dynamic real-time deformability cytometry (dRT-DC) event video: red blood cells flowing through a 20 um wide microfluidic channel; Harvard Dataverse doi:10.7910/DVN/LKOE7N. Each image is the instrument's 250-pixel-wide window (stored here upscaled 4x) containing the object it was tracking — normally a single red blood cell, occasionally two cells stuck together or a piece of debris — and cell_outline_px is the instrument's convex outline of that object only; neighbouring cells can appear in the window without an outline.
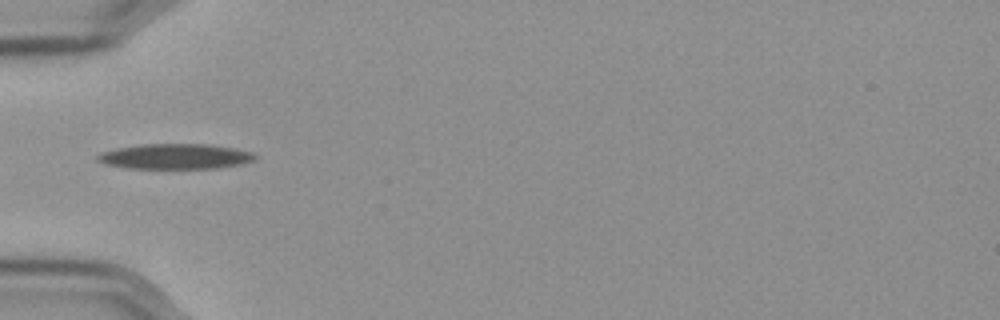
{"species": "Egyptian fruit bat (a non-hibernating species)", "species_latin": "Rousettus aegyptiacus", "temperature_condition": "cold", "stored_images_in_passage": 39, "camera_frame_rate_fps": 3000, "um_per_image_px": 0.085, "frame": {"image": 1, "passage_image": 1, "time_ms": 0.0, "image_size_px": [1000, 320], "cell_outline_px": [[256, 160], [244, 164], [216, 168], [128, 168], [104, 164], [96, 160], [96, 156], [100, 152], [116, 148], [140, 144], [208, 144], [232, 148], [252, 152], [256, 156]], "centroid_in_image_um": [14.88, 13.29], "position_along_channel_um": 70.1, "area_um2": 23.29}}
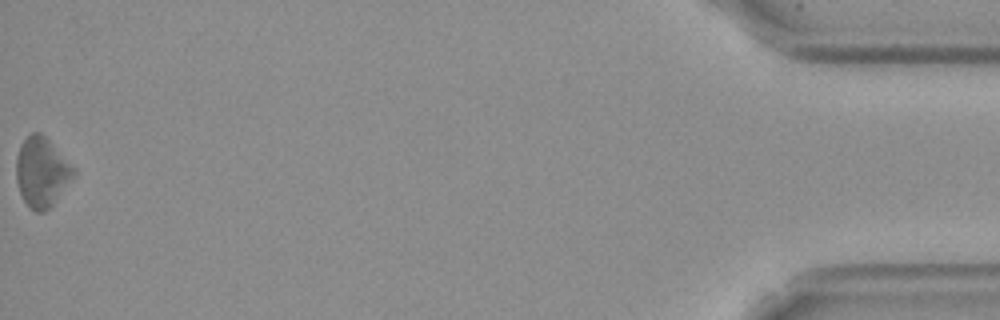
{"frame": {"image": 2, "passage_image": 39, "time_ms": 12.667, "image_size_px": [1000, 320], "cell_outline_px": [[76, 172], [52, 204], [44, 212], [36, 212], [24, 200], [20, 192], [16, 180], [16, 156], [20, 144], [32, 132], [40, 132], [76, 168]], "centroid_in_image_um": [3.53, 14.6], "position_along_channel_um": 431.7, "area_um2": 22.83}}